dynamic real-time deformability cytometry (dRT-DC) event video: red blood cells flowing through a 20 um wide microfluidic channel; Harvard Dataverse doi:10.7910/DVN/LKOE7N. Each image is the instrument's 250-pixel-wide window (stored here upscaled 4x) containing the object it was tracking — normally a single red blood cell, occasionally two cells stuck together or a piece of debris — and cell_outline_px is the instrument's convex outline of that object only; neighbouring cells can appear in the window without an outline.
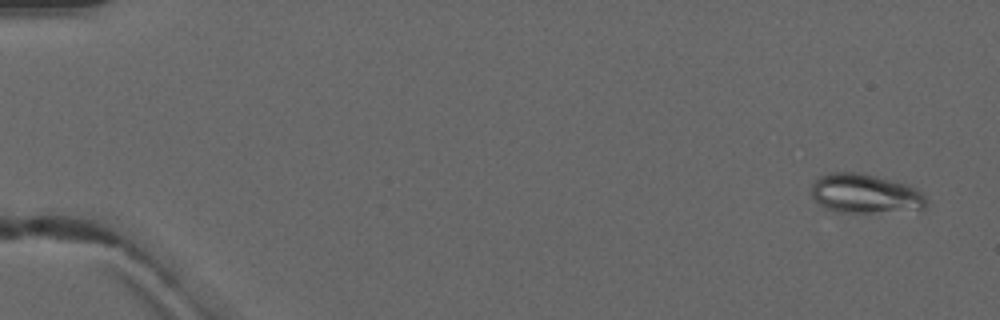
{"species": "common noctule bat (a hibernating species)", "species_latin": "Nyctalus noctula", "temperature_condition": "warm", "stored_images_in_passage": 4, "camera_frame_rate_fps": 3000, "um_per_image_px": 0.085, "animal": {"sex": "male", "forearm_length_mm": 52.5}, "frame": {"image": 1, "passage_image": 1, "time_ms": 0.0, "image_size_px": [1000, 320], "cell_outline_px": [[924, 208], [872, 212], [844, 212], [824, 208], [812, 196], [812, 184], [820, 176], [832, 172], [860, 172], [876, 176], [904, 184], [916, 188], [924, 196]], "centroid_in_image_um": [73.47, 16.44], "position_along_channel_um": 11.5, "area_um2": 25.61}}